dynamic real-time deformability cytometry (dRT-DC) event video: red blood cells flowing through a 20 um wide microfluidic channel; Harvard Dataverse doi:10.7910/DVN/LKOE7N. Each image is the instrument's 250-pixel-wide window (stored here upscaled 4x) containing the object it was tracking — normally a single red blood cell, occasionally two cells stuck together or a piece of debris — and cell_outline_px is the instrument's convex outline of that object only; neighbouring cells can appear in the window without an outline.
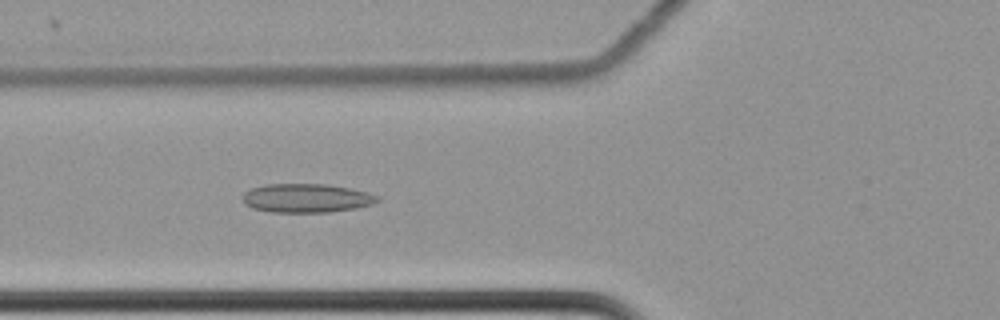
{"species": "common noctule bat (a hibernating species)", "species_latin": "Nyctalus noctula", "temperature_condition": "cold", "stored_images_in_passage": 46, "camera_frame_rate_fps": 3000, "um_per_image_px": 0.085, "animal": {"sex": "female", "body_mass_g": 22.7, "forearm_length_mm": 54.2}, "frame": {"image": 1, "passage_image": 10, "time_ms": 3.0, "image_size_px": [1000, 320], "cell_outline_px": [[380, 200], [372, 204], [352, 208], [328, 212], [272, 212], [252, 208], [244, 204], [240, 200], [244, 192], [252, 188], [264, 184], [328, 184], [352, 188], [368, 192], [380, 196]], "centroid_in_image_um": [26.02, 16.83], "position_along_channel_um": 99.8, "area_um2": 22.83}}
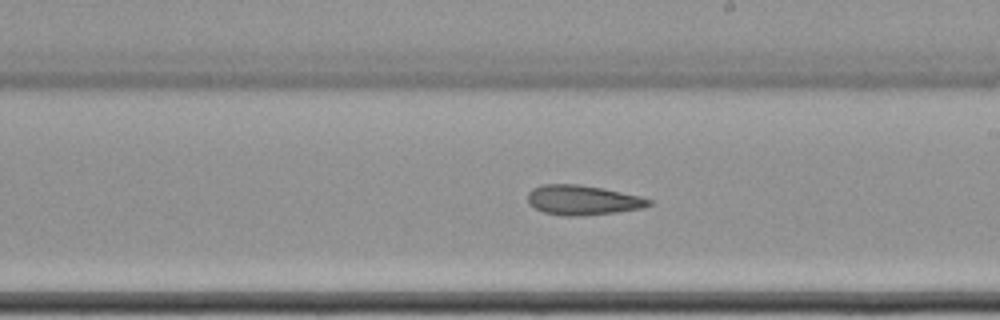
{"frame": {"image": 2, "passage_image": 22, "time_ms": 7.0, "image_size_px": [1000, 320], "cell_outline_px": [[652, 204], [644, 208], [616, 212], [580, 216], [564, 216], [544, 212], [528, 204], [528, 192], [532, 188], [544, 184], [580, 184], [604, 188], [640, 196], [652, 200]], "centroid_in_image_um": [49.54, 17.0], "position_along_channel_um": 239.5, "area_um2": 21.15}}
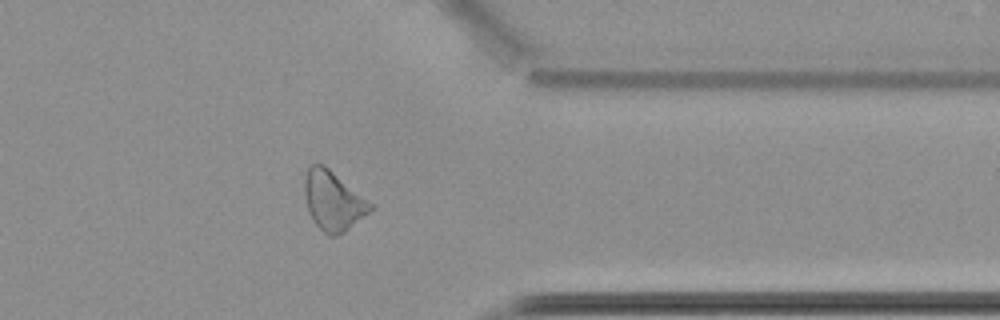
{"frame": {"image": 3, "passage_image": 35, "time_ms": 11.333, "image_size_px": [1000, 320], "cell_outline_px": [[372, 208], [368, 212], [344, 232], [336, 236], [328, 236], [312, 220], [308, 212], [304, 192], [304, 176], [308, 168], [312, 164], [324, 164], [372, 204]], "centroid_in_image_um": [28.26, 17.06], "position_along_channel_um": 383.1, "area_um2": 22.37}, "authors_computed_cell_mechanics": {"area_um2": 22.1374, "velocity_mm_per_s": 3.4926, "shape_relaxation_time_tau1_ms": null, "shape_relaxation_time_tau2_ms": 5.2485, "deformation_change_tau1": null, "deformation_change_tau2": 0.1298}}